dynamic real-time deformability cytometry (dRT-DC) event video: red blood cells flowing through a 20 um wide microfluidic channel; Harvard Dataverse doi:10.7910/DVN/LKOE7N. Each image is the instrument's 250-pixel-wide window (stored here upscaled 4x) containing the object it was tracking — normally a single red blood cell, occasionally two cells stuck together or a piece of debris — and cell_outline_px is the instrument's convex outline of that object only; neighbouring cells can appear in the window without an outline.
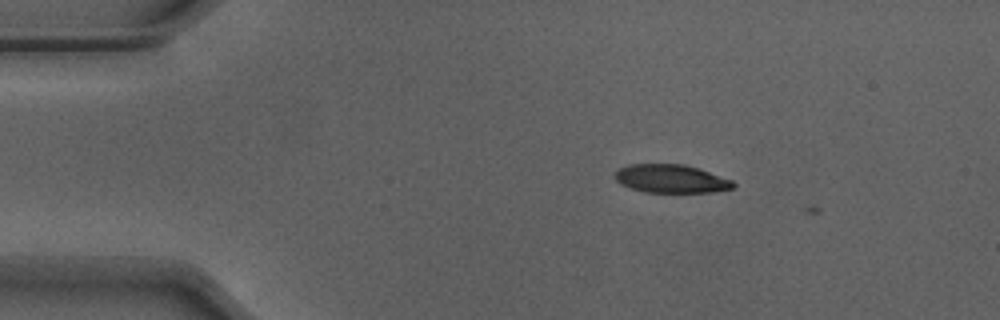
{"species": "Egyptian fruit bat (a non-hibernating species)", "species_latin": "Rousettus aegyptiacus", "temperature_condition": "warm", "stored_images_in_passage": 3, "camera_frame_rate_fps": 3000, "um_per_image_px": 0.085, "animal": {"sex": "male"}, "frame": {"image": 1, "passage_image": 1, "time_ms": 0.0, "image_size_px": [1000, 320], "cell_outline_px": [[736, 184], [732, 188], [708, 192], [644, 192], [620, 184], [616, 180], [616, 172], [620, 168], [628, 164], [684, 164], [700, 168], [732, 180]], "centroid_in_image_um": [57.05, 15.18], "position_along_channel_um": 28.0, "area_um2": 19.42}}